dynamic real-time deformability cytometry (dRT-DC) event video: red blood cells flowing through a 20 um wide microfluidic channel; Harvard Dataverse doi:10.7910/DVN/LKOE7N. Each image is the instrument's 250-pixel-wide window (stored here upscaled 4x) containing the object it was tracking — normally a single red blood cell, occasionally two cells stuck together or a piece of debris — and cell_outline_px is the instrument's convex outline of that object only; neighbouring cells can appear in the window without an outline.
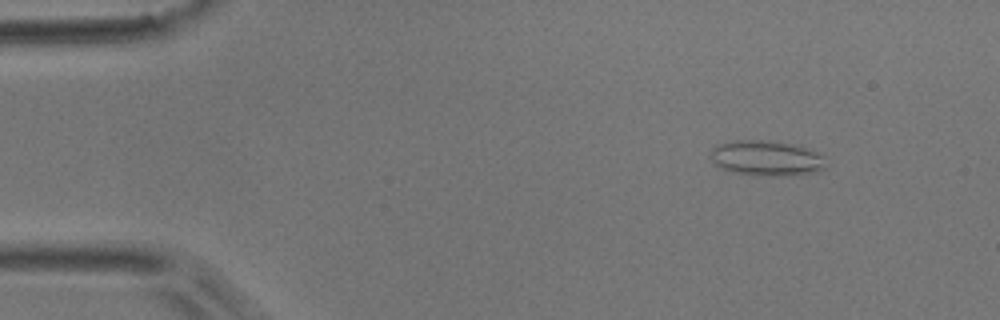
{"species": "common noctule bat (a hibernating species)", "species_latin": "Nyctalus noctula", "temperature_condition": "room temperature", "stored_images_in_passage": 46, "camera_frame_rate_fps": 3000, "um_per_image_px": 0.085, "animal": {"sex": "male", "body_mass_g": 17.9}, "frame": {"image": 1, "passage_image": 1, "time_ms": 0.0, "image_size_px": [1000, 320], "cell_outline_px": [[824, 168], [816, 172], [788, 176], [768, 176], [732, 172], [716, 164], [712, 160], [712, 148], [716, 144], [736, 140], [768, 140], [800, 144], [816, 152], [820, 156]], "centroid_in_image_um": [65.14, 13.43], "position_along_channel_um": 19.9, "area_um2": 23.64}}
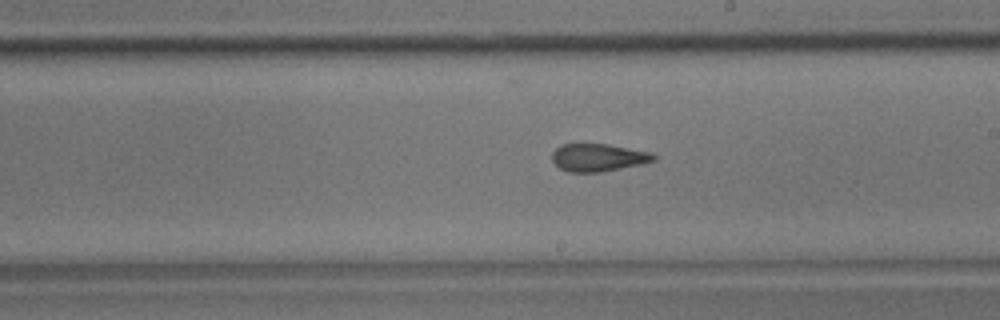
{"frame": {"image": 2, "passage_image": 24, "time_ms": 7.667, "image_size_px": [1000, 320], "cell_outline_px": [[656, 160], [640, 164], [600, 172], [568, 172], [560, 168], [552, 160], [552, 152], [560, 144], [608, 144], [652, 152], [656, 156]], "centroid_in_image_um": [50.84, 13.38], "position_along_channel_um": 238.2, "area_um2": 16.36}}
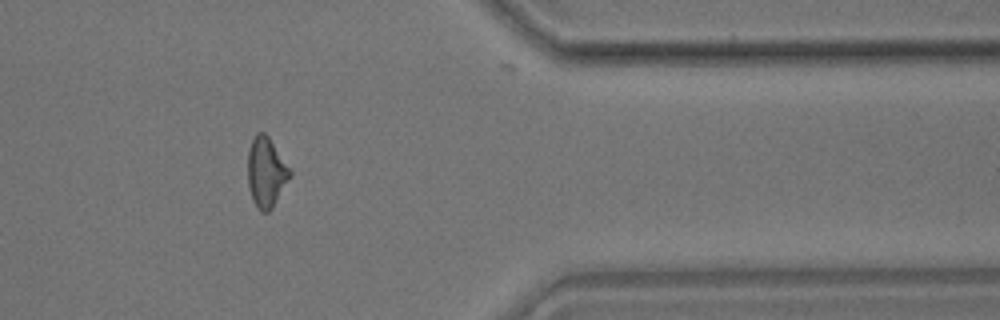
{"frame": {"image": 3, "passage_image": 37, "time_ms": 12.0, "image_size_px": [1000, 320], "cell_outline_px": [[292, 172], [272, 208], [268, 212], [260, 212], [256, 208], [252, 200], [248, 188], [248, 148], [256, 132], [264, 132], [268, 136], [292, 168]], "centroid_in_image_um": [22.62, 14.63], "position_along_channel_um": 388.8, "area_um2": 17.4}, "authors_computed_cell_mechanics": {"area_um2": 17.34, "velocity_mm_per_s": 3.9143, "shape_relaxation_time_tau1_ms": null, "shape_relaxation_time_tau2_ms": 1.8625, "deformation_change_tau1": null, "deformation_change_tau2": 0.0997}}